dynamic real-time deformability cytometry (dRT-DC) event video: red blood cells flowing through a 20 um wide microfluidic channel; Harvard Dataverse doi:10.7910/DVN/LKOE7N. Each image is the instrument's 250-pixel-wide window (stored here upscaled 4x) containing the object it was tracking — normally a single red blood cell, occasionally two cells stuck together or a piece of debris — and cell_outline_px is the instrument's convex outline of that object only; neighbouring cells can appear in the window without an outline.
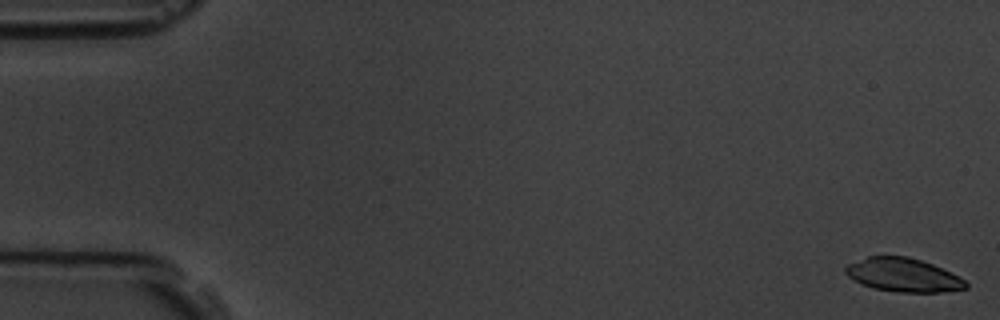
{"species": "common noctule bat (a hibernating species)", "species_latin": "Nyctalus noctula", "temperature_condition": "room temperature", "stored_images_in_passage": 6, "camera_frame_rate_fps": 3000, "um_per_image_px": 0.085, "animal": {"sex": "male", "body_mass_g": 19.5, "forearm_length_mm": 54.6}, "frame": {"image": 1, "passage_image": 1, "time_ms": 0.0, "image_size_px": [1000, 320], "cell_outline_px": [[968, 288], [940, 292], [900, 292], [872, 288], [860, 284], [848, 276], [844, 272], [844, 268], [848, 264], [868, 256], [908, 256], [932, 264], [964, 280], [968, 284]], "centroid_in_image_um": [76.72, 23.38], "position_along_channel_um": 8.3, "area_um2": 23.35}}